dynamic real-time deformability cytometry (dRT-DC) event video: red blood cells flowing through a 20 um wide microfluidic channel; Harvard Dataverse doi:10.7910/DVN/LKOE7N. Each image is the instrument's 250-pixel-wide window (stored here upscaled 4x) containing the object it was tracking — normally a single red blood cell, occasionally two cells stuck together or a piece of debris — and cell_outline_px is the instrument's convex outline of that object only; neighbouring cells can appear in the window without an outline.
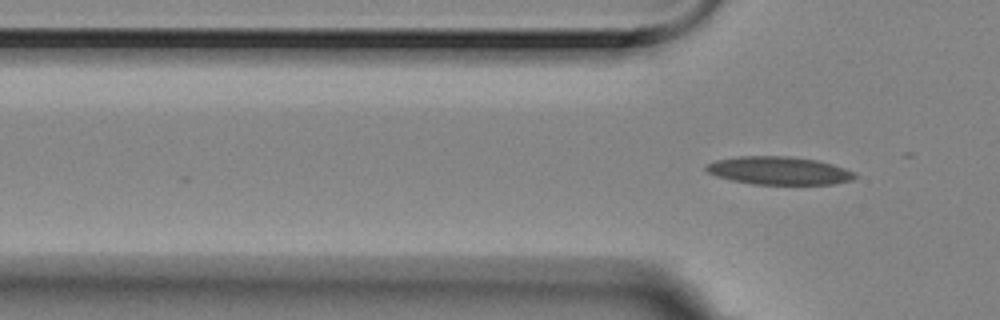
{"species": "Egyptian fruit bat (a non-hibernating species)", "species_latin": "Rousettus aegyptiacus", "temperature_condition": "room temperature", "stored_images_in_passage": 3, "camera_frame_rate_fps": 3000, "um_per_image_px": 0.085, "animal": {"sex": "female"}, "frame": {"image": 1, "passage_image": 3, "time_ms": 0.667, "image_size_px": [1000, 320], "cell_outline_px": [[856, 176], [852, 180], [832, 184], [752, 184], [732, 180], [716, 176], [708, 172], [704, 168], [704, 164], [716, 160], [736, 156], [788, 156], [816, 160], [832, 164], [856, 172]], "centroid_in_image_um": [66.18, 14.5], "position_along_channel_um": 59.6, "area_um2": 24.33}}